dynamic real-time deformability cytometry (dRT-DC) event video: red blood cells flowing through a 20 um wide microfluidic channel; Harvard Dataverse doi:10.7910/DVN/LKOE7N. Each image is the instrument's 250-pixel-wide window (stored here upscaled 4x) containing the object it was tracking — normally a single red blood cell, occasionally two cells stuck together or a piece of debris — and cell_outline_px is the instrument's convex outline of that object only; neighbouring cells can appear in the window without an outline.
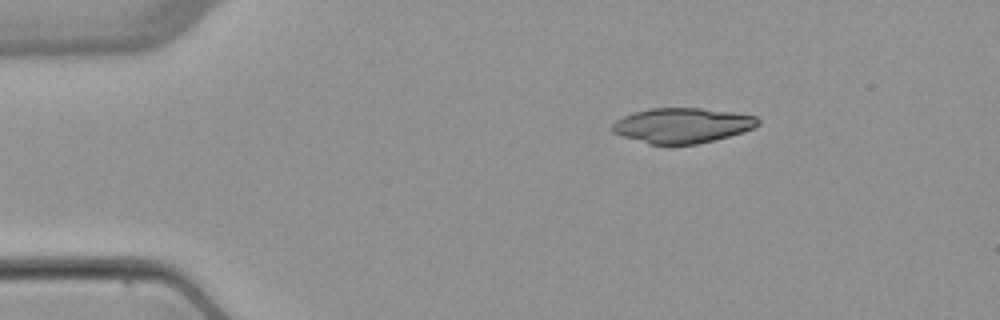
{"species": "common noctule bat (a hibernating species)", "species_latin": "Nyctalus noctula", "temperature_condition": "warm", "stored_images_in_passage": 3, "camera_frame_rate_fps": 3000, "um_per_image_px": 0.085, "animal": {"sex": "female", "body_mass_g": 22.7, "forearm_length_mm": 54.2}, "frame": {"image": 1, "passage_image": 1, "time_ms": 0.0, "image_size_px": [1000, 320], "cell_outline_px": [[760, 124], [756, 128], [716, 140], [696, 144], [648, 144], [612, 132], [608, 128], [616, 120], [632, 112], [648, 108], [700, 108], [732, 112], [756, 116], [760, 120]], "centroid_in_image_um": [57.99, 10.66], "position_along_channel_um": 27.0, "area_um2": 30.0}}